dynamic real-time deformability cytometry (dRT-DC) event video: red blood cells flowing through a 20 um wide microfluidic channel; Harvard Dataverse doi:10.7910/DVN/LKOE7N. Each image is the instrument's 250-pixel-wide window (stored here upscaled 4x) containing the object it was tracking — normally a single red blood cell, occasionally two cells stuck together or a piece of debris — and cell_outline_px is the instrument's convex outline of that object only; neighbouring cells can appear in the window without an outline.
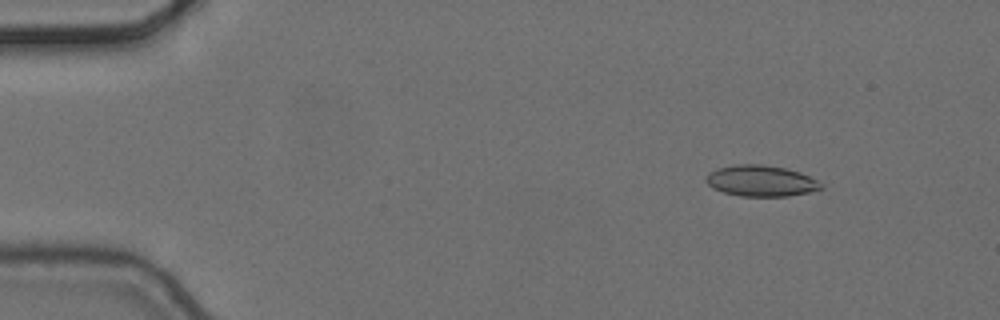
{"species": "common noctule bat (a hibernating species)", "species_latin": "Nyctalus noctula", "temperature_condition": "cold", "stored_images_in_passage": 4, "camera_frame_rate_fps": 3000, "um_per_image_px": 0.085, "animal": {"sex": "female", "body_mass_g": 24.6, "forearm_length_mm": 56.2}, "frame": {"image": 1, "passage_image": 2, "time_ms": 0.333, "image_size_px": [1000, 320], "cell_outline_px": [[824, 188], [808, 192], [788, 196], [740, 196], [724, 192], [712, 188], [704, 180], [704, 176], [708, 172], [716, 168], [736, 164], [760, 164], [784, 168], [800, 172], [824, 184]], "centroid_in_image_um": [64.64, 15.37], "position_along_channel_um": 20.4, "area_um2": 20.92}}
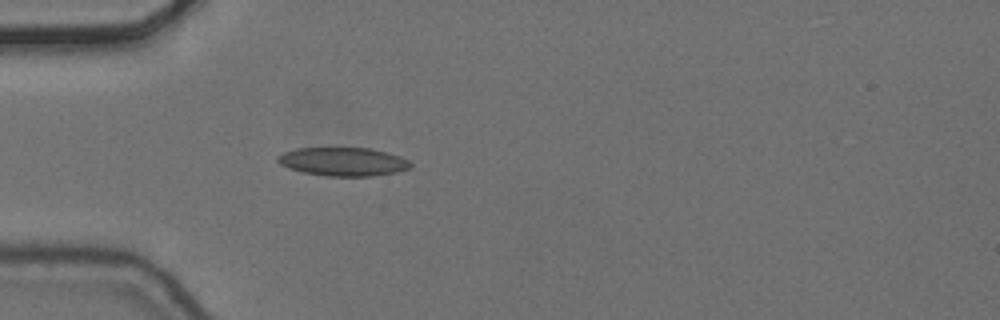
{"frame": {"image": 2, "passage_image": 4, "time_ms": 1.0, "image_size_px": [1000, 320], "cell_outline_px": [[412, 168], [396, 172], [372, 176], [328, 176], [304, 172], [288, 168], [280, 164], [276, 160], [276, 156], [284, 152], [296, 148], [372, 148], [400, 156], [408, 160], [412, 164]], "centroid_in_image_um": [29.17, 13.74], "position_along_channel_um": 55.8, "area_um2": 22.14}}